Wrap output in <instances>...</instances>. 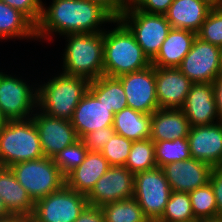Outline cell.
<instances>
[{"mask_svg": "<svg viewBox=\"0 0 222 222\" xmlns=\"http://www.w3.org/2000/svg\"><path fill=\"white\" fill-rule=\"evenodd\" d=\"M157 222H198L192 211L189 193L172 191L165 210Z\"/></svg>", "mask_w": 222, "mask_h": 222, "instance_id": "obj_31", "label": "cell"}, {"mask_svg": "<svg viewBox=\"0 0 222 222\" xmlns=\"http://www.w3.org/2000/svg\"><path fill=\"white\" fill-rule=\"evenodd\" d=\"M209 183L215 196L217 217L222 218V165L213 167Z\"/></svg>", "mask_w": 222, "mask_h": 222, "instance_id": "obj_39", "label": "cell"}, {"mask_svg": "<svg viewBox=\"0 0 222 222\" xmlns=\"http://www.w3.org/2000/svg\"><path fill=\"white\" fill-rule=\"evenodd\" d=\"M87 153L84 142L82 139H78L55 155L53 161L59 167L62 175L66 177L85 160Z\"/></svg>", "mask_w": 222, "mask_h": 222, "instance_id": "obj_33", "label": "cell"}, {"mask_svg": "<svg viewBox=\"0 0 222 222\" xmlns=\"http://www.w3.org/2000/svg\"><path fill=\"white\" fill-rule=\"evenodd\" d=\"M219 121H222V73L212 82Z\"/></svg>", "mask_w": 222, "mask_h": 222, "instance_id": "obj_42", "label": "cell"}, {"mask_svg": "<svg viewBox=\"0 0 222 222\" xmlns=\"http://www.w3.org/2000/svg\"><path fill=\"white\" fill-rule=\"evenodd\" d=\"M196 37L197 33L193 31L172 28L158 54L151 60V64L157 68L178 67L190 51Z\"/></svg>", "mask_w": 222, "mask_h": 222, "instance_id": "obj_21", "label": "cell"}, {"mask_svg": "<svg viewBox=\"0 0 222 222\" xmlns=\"http://www.w3.org/2000/svg\"><path fill=\"white\" fill-rule=\"evenodd\" d=\"M192 211L197 221L217 217L215 196L210 183L189 193Z\"/></svg>", "mask_w": 222, "mask_h": 222, "instance_id": "obj_32", "label": "cell"}, {"mask_svg": "<svg viewBox=\"0 0 222 222\" xmlns=\"http://www.w3.org/2000/svg\"><path fill=\"white\" fill-rule=\"evenodd\" d=\"M174 0H135L128 9L165 15Z\"/></svg>", "mask_w": 222, "mask_h": 222, "instance_id": "obj_38", "label": "cell"}, {"mask_svg": "<svg viewBox=\"0 0 222 222\" xmlns=\"http://www.w3.org/2000/svg\"><path fill=\"white\" fill-rule=\"evenodd\" d=\"M88 90L113 114L128 107L124 88L117 78L103 75L90 81Z\"/></svg>", "mask_w": 222, "mask_h": 222, "instance_id": "obj_27", "label": "cell"}, {"mask_svg": "<svg viewBox=\"0 0 222 222\" xmlns=\"http://www.w3.org/2000/svg\"><path fill=\"white\" fill-rule=\"evenodd\" d=\"M171 192L161 167L134 174L133 198L150 222H157L161 218Z\"/></svg>", "mask_w": 222, "mask_h": 222, "instance_id": "obj_8", "label": "cell"}, {"mask_svg": "<svg viewBox=\"0 0 222 222\" xmlns=\"http://www.w3.org/2000/svg\"><path fill=\"white\" fill-rule=\"evenodd\" d=\"M74 222H105V218L100 207L87 205Z\"/></svg>", "mask_w": 222, "mask_h": 222, "instance_id": "obj_41", "label": "cell"}, {"mask_svg": "<svg viewBox=\"0 0 222 222\" xmlns=\"http://www.w3.org/2000/svg\"><path fill=\"white\" fill-rule=\"evenodd\" d=\"M100 208L105 222H150L134 198L107 203Z\"/></svg>", "mask_w": 222, "mask_h": 222, "instance_id": "obj_28", "label": "cell"}, {"mask_svg": "<svg viewBox=\"0 0 222 222\" xmlns=\"http://www.w3.org/2000/svg\"><path fill=\"white\" fill-rule=\"evenodd\" d=\"M155 81L159 109L182 108L193 82L177 67H155Z\"/></svg>", "mask_w": 222, "mask_h": 222, "instance_id": "obj_18", "label": "cell"}, {"mask_svg": "<svg viewBox=\"0 0 222 222\" xmlns=\"http://www.w3.org/2000/svg\"><path fill=\"white\" fill-rule=\"evenodd\" d=\"M203 1L207 2L213 8L218 7V0H203Z\"/></svg>", "mask_w": 222, "mask_h": 222, "instance_id": "obj_47", "label": "cell"}, {"mask_svg": "<svg viewBox=\"0 0 222 222\" xmlns=\"http://www.w3.org/2000/svg\"><path fill=\"white\" fill-rule=\"evenodd\" d=\"M114 114L89 90L84 94L70 119L79 139L92 131L112 127Z\"/></svg>", "mask_w": 222, "mask_h": 222, "instance_id": "obj_17", "label": "cell"}, {"mask_svg": "<svg viewBox=\"0 0 222 222\" xmlns=\"http://www.w3.org/2000/svg\"><path fill=\"white\" fill-rule=\"evenodd\" d=\"M119 19L129 28L151 61L172 29L165 15L127 9Z\"/></svg>", "mask_w": 222, "mask_h": 222, "instance_id": "obj_7", "label": "cell"}, {"mask_svg": "<svg viewBox=\"0 0 222 222\" xmlns=\"http://www.w3.org/2000/svg\"><path fill=\"white\" fill-rule=\"evenodd\" d=\"M212 8L203 0H174L165 16L172 28L197 33Z\"/></svg>", "mask_w": 222, "mask_h": 222, "instance_id": "obj_22", "label": "cell"}, {"mask_svg": "<svg viewBox=\"0 0 222 222\" xmlns=\"http://www.w3.org/2000/svg\"><path fill=\"white\" fill-rule=\"evenodd\" d=\"M20 185L36 202L59 190L65 184V177L52 158L46 156L10 166Z\"/></svg>", "mask_w": 222, "mask_h": 222, "instance_id": "obj_6", "label": "cell"}, {"mask_svg": "<svg viewBox=\"0 0 222 222\" xmlns=\"http://www.w3.org/2000/svg\"><path fill=\"white\" fill-rule=\"evenodd\" d=\"M125 167L133 174L156 168L154 142L150 138L133 141Z\"/></svg>", "mask_w": 222, "mask_h": 222, "instance_id": "obj_29", "label": "cell"}, {"mask_svg": "<svg viewBox=\"0 0 222 222\" xmlns=\"http://www.w3.org/2000/svg\"><path fill=\"white\" fill-rule=\"evenodd\" d=\"M197 37L222 49V8L211 9Z\"/></svg>", "mask_w": 222, "mask_h": 222, "instance_id": "obj_35", "label": "cell"}, {"mask_svg": "<svg viewBox=\"0 0 222 222\" xmlns=\"http://www.w3.org/2000/svg\"><path fill=\"white\" fill-rule=\"evenodd\" d=\"M49 7L42 5V14L36 25V38L50 35L103 32L102 24L116 19L101 4L91 0H52ZM101 28V29H100ZM52 33V34H51ZM50 34V35H49Z\"/></svg>", "mask_w": 222, "mask_h": 222, "instance_id": "obj_1", "label": "cell"}, {"mask_svg": "<svg viewBox=\"0 0 222 222\" xmlns=\"http://www.w3.org/2000/svg\"><path fill=\"white\" fill-rule=\"evenodd\" d=\"M130 4H132L135 0H127Z\"/></svg>", "mask_w": 222, "mask_h": 222, "instance_id": "obj_49", "label": "cell"}, {"mask_svg": "<svg viewBox=\"0 0 222 222\" xmlns=\"http://www.w3.org/2000/svg\"><path fill=\"white\" fill-rule=\"evenodd\" d=\"M198 222H222V218L216 217L211 219L199 220Z\"/></svg>", "mask_w": 222, "mask_h": 222, "instance_id": "obj_46", "label": "cell"}, {"mask_svg": "<svg viewBox=\"0 0 222 222\" xmlns=\"http://www.w3.org/2000/svg\"><path fill=\"white\" fill-rule=\"evenodd\" d=\"M124 88L128 107L135 111L152 114L159 109L156 96L155 67L128 73L117 78Z\"/></svg>", "mask_w": 222, "mask_h": 222, "instance_id": "obj_12", "label": "cell"}, {"mask_svg": "<svg viewBox=\"0 0 222 222\" xmlns=\"http://www.w3.org/2000/svg\"><path fill=\"white\" fill-rule=\"evenodd\" d=\"M10 214L4 205L3 199L0 197V217Z\"/></svg>", "mask_w": 222, "mask_h": 222, "instance_id": "obj_44", "label": "cell"}, {"mask_svg": "<svg viewBox=\"0 0 222 222\" xmlns=\"http://www.w3.org/2000/svg\"><path fill=\"white\" fill-rule=\"evenodd\" d=\"M181 109L191 127L219 122L213 84L201 82L192 83Z\"/></svg>", "mask_w": 222, "mask_h": 222, "instance_id": "obj_19", "label": "cell"}, {"mask_svg": "<svg viewBox=\"0 0 222 222\" xmlns=\"http://www.w3.org/2000/svg\"><path fill=\"white\" fill-rule=\"evenodd\" d=\"M44 157L40 137L32 118L8 121L0 128V166Z\"/></svg>", "mask_w": 222, "mask_h": 222, "instance_id": "obj_5", "label": "cell"}, {"mask_svg": "<svg viewBox=\"0 0 222 222\" xmlns=\"http://www.w3.org/2000/svg\"><path fill=\"white\" fill-rule=\"evenodd\" d=\"M31 118L39 133L42 152L48 158L53 159L79 139L68 119L52 117L42 111L33 113Z\"/></svg>", "mask_w": 222, "mask_h": 222, "instance_id": "obj_14", "label": "cell"}, {"mask_svg": "<svg viewBox=\"0 0 222 222\" xmlns=\"http://www.w3.org/2000/svg\"><path fill=\"white\" fill-rule=\"evenodd\" d=\"M110 167L101 152L88 151L85 160L65 177V184L87 196Z\"/></svg>", "mask_w": 222, "mask_h": 222, "instance_id": "obj_20", "label": "cell"}, {"mask_svg": "<svg viewBox=\"0 0 222 222\" xmlns=\"http://www.w3.org/2000/svg\"><path fill=\"white\" fill-rule=\"evenodd\" d=\"M36 38V26L20 11L0 1V39Z\"/></svg>", "mask_w": 222, "mask_h": 222, "instance_id": "obj_26", "label": "cell"}, {"mask_svg": "<svg viewBox=\"0 0 222 222\" xmlns=\"http://www.w3.org/2000/svg\"><path fill=\"white\" fill-rule=\"evenodd\" d=\"M153 142L155 145V160L157 167H162L171 162L185 161L191 158L187 138Z\"/></svg>", "mask_w": 222, "mask_h": 222, "instance_id": "obj_30", "label": "cell"}, {"mask_svg": "<svg viewBox=\"0 0 222 222\" xmlns=\"http://www.w3.org/2000/svg\"><path fill=\"white\" fill-rule=\"evenodd\" d=\"M90 81L64 73L38 86L37 108L45 114L70 120L74 110L88 91Z\"/></svg>", "mask_w": 222, "mask_h": 222, "instance_id": "obj_4", "label": "cell"}, {"mask_svg": "<svg viewBox=\"0 0 222 222\" xmlns=\"http://www.w3.org/2000/svg\"><path fill=\"white\" fill-rule=\"evenodd\" d=\"M87 205L86 195L64 184L34 203L29 222H74Z\"/></svg>", "mask_w": 222, "mask_h": 222, "instance_id": "obj_9", "label": "cell"}, {"mask_svg": "<svg viewBox=\"0 0 222 222\" xmlns=\"http://www.w3.org/2000/svg\"><path fill=\"white\" fill-rule=\"evenodd\" d=\"M8 120L5 118V116L3 115L1 108H0V128L2 126H5L7 124Z\"/></svg>", "mask_w": 222, "mask_h": 222, "instance_id": "obj_45", "label": "cell"}, {"mask_svg": "<svg viewBox=\"0 0 222 222\" xmlns=\"http://www.w3.org/2000/svg\"><path fill=\"white\" fill-rule=\"evenodd\" d=\"M7 3L9 6L23 13L35 26L38 24L41 14V0H0Z\"/></svg>", "mask_w": 222, "mask_h": 222, "instance_id": "obj_36", "label": "cell"}, {"mask_svg": "<svg viewBox=\"0 0 222 222\" xmlns=\"http://www.w3.org/2000/svg\"><path fill=\"white\" fill-rule=\"evenodd\" d=\"M134 174L125 166H111L86 196L88 205L104 204L133 198Z\"/></svg>", "mask_w": 222, "mask_h": 222, "instance_id": "obj_13", "label": "cell"}, {"mask_svg": "<svg viewBox=\"0 0 222 222\" xmlns=\"http://www.w3.org/2000/svg\"><path fill=\"white\" fill-rule=\"evenodd\" d=\"M218 8H222V0H218Z\"/></svg>", "mask_w": 222, "mask_h": 222, "instance_id": "obj_48", "label": "cell"}, {"mask_svg": "<svg viewBox=\"0 0 222 222\" xmlns=\"http://www.w3.org/2000/svg\"><path fill=\"white\" fill-rule=\"evenodd\" d=\"M161 168L171 190L179 193H190L209 183L213 169L210 164L194 158L171 162Z\"/></svg>", "mask_w": 222, "mask_h": 222, "instance_id": "obj_15", "label": "cell"}, {"mask_svg": "<svg viewBox=\"0 0 222 222\" xmlns=\"http://www.w3.org/2000/svg\"><path fill=\"white\" fill-rule=\"evenodd\" d=\"M112 31L104 30L103 75L113 78L145 69L151 61L129 28L119 19Z\"/></svg>", "mask_w": 222, "mask_h": 222, "instance_id": "obj_2", "label": "cell"}, {"mask_svg": "<svg viewBox=\"0 0 222 222\" xmlns=\"http://www.w3.org/2000/svg\"><path fill=\"white\" fill-rule=\"evenodd\" d=\"M190 128V123L181 108L157 109L151 114L150 139L173 141L177 138H187Z\"/></svg>", "mask_w": 222, "mask_h": 222, "instance_id": "obj_23", "label": "cell"}, {"mask_svg": "<svg viewBox=\"0 0 222 222\" xmlns=\"http://www.w3.org/2000/svg\"><path fill=\"white\" fill-rule=\"evenodd\" d=\"M115 133L131 141H139L151 136V114H145L126 107L114 114Z\"/></svg>", "mask_w": 222, "mask_h": 222, "instance_id": "obj_25", "label": "cell"}, {"mask_svg": "<svg viewBox=\"0 0 222 222\" xmlns=\"http://www.w3.org/2000/svg\"><path fill=\"white\" fill-rule=\"evenodd\" d=\"M187 140L191 158L212 167L222 165V121L191 127Z\"/></svg>", "mask_w": 222, "mask_h": 222, "instance_id": "obj_16", "label": "cell"}, {"mask_svg": "<svg viewBox=\"0 0 222 222\" xmlns=\"http://www.w3.org/2000/svg\"><path fill=\"white\" fill-rule=\"evenodd\" d=\"M0 197L10 214L31 217L35 202L16 180L10 167L0 166Z\"/></svg>", "mask_w": 222, "mask_h": 222, "instance_id": "obj_24", "label": "cell"}, {"mask_svg": "<svg viewBox=\"0 0 222 222\" xmlns=\"http://www.w3.org/2000/svg\"><path fill=\"white\" fill-rule=\"evenodd\" d=\"M63 54V72L89 81L103 76L104 31L68 34Z\"/></svg>", "mask_w": 222, "mask_h": 222, "instance_id": "obj_3", "label": "cell"}, {"mask_svg": "<svg viewBox=\"0 0 222 222\" xmlns=\"http://www.w3.org/2000/svg\"><path fill=\"white\" fill-rule=\"evenodd\" d=\"M0 222H29V218L23 215L8 214L0 217Z\"/></svg>", "mask_w": 222, "mask_h": 222, "instance_id": "obj_43", "label": "cell"}, {"mask_svg": "<svg viewBox=\"0 0 222 222\" xmlns=\"http://www.w3.org/2000/svg\"><path fill=\"white\" fill-rule=\"evenodd\" d=\"M133 141L114 134L100 151L111 166H125Z\"/></svg>", "mask_w": 222, "mask_h": 222, "instance_id": "obj_34", "label": "cell"}, {"mask_svg": "<svg viewBox=\"0 0 222 222\" xmlns=\"http://www.w3.org/2000/svg\"><path fill=\"white\" fill-rule=\"evenodd\" d=\"M91 1L101 4L116 19L119 18L131 5L127 0H91Z\"/></svg>", "mask_w": 222, "mask_h": 222, "instance_id": "obj_40", "label": "cell"}, {"mask_svg": "<svg viewBox=\"0 0 222 222\" xmlns=\"http://www.w3.org/2000/svg\"><path fill=\"white\" fill-rule=\"evenodd\" d=\"M26 83L0 72V108L8 121L27 120L37 109L38 89Z\"/></svg>", "mask_w": 222, "mask_h": 222, "instance_id": "obj_10", "label": "cell"}, {"mask_svg": "<svg viewBox=\"0 0 222 222\" xmlns=\"http://www.w3.org/2000/svg\"><path fill=\"white\" fill-rule=\"evenodd\" d=\"M177 68L193 83H212L222 73V49L196 37Z\"/></svg>", "mask_w": 222, "mask_h": 222, "instance_id": "obj_11", "label": "cell"}, {"mask_svg": "<svg viewBox=\"0 0 222 222\" xmlns=\"http://www.w3.org/2000/svg\"><path fill=\"white\" fill-rule=\"evenodd\" d=\"M114 134L113 127L101 128L85 135L82 141L88 151L100 152Z\"/></svg>", "mask_w": 222, "mask_h": 222, "instance_id": "obj_37", "label": "cell"}]
</instances>
